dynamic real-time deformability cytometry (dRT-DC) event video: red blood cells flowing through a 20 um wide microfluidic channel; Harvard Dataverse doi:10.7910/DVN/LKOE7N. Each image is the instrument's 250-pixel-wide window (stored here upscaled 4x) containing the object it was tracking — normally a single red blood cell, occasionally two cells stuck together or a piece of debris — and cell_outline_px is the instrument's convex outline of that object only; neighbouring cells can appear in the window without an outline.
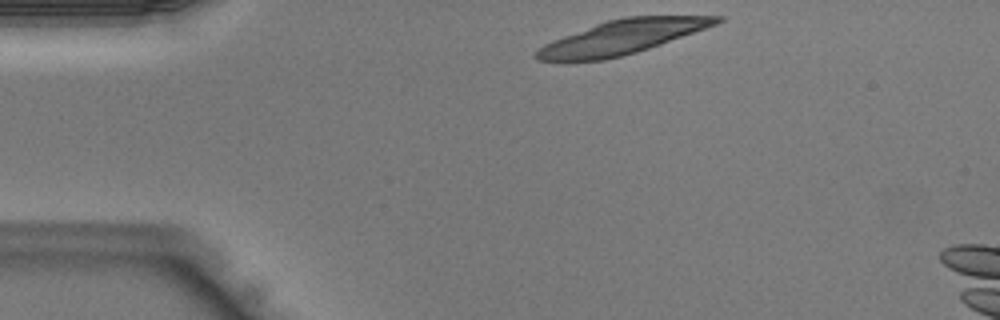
{"species": "Egyptian fruit bat (a non-hibernating species)", "species_latin": "Rousettus aegyptiacus", "temperature_condition": "warm", "stored_images_in_passage": 5, "camera_frame_rate_fps": 3000, "um_per_image_px": 0.085, "animal": {"sex": "male"}, "frame": {"image": 1, "passage_image": 1, "time_ms": 0.0, "image_size_px": [1000, 320], "cell_outline_px": [[724, 20], [716, 24], [660, 44], [636, 52], [604, 60], [536, 60], [536, 52], [544, 44], [552, 40], [596, 24], [608, 20], [624, 16], [724, 16]], "centroid_in_image_um": [52.89, 3.14], "position_along_channel_um": 32.1, "area_um2": 34.85}}